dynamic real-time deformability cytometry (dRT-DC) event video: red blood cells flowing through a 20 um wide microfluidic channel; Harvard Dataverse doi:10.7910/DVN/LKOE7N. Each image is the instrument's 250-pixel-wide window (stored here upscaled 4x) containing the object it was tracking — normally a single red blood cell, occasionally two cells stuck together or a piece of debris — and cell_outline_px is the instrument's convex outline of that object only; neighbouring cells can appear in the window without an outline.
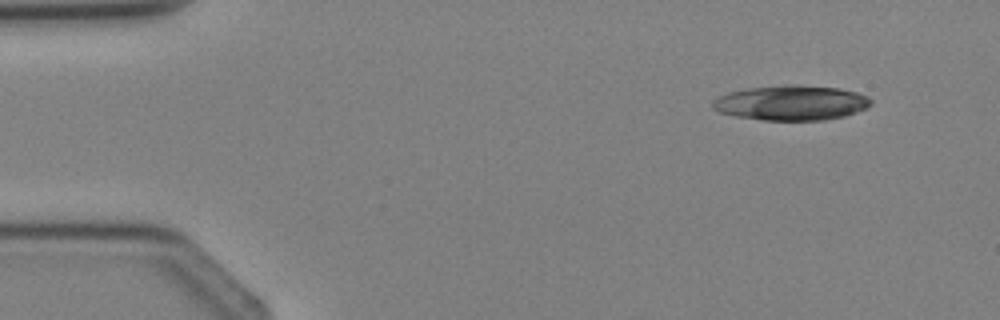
{"species": "Egyptian fruit bat (a non-hibernating species)", "species_latin": "Rousettus aegyptiacus", "temperature_condition": "cold", "stored_images_in_passage": 2, "camera_frame_rate_fps": 3000, "um_per_image_px": 0.085, "animal": {"sex": "female"}, "frame": {"image": 1, "passage_image": 1, "time_ms": 0.0, "image_size_px": [1000, 320], "cell_outline_px": [[872, 104], [868, 108], [844, 116], [824, 120], [764, 120], [736, 116], [720, 112], [712, 108], [712, 100], [728, 92], [748, 88], [836, 88], [856, 92], [868, 96], [872, 100]], "centroid_in_image_um": [67.27, 8.8], "position_along_channel_um": 17.7, "area_um2": 30.92}}